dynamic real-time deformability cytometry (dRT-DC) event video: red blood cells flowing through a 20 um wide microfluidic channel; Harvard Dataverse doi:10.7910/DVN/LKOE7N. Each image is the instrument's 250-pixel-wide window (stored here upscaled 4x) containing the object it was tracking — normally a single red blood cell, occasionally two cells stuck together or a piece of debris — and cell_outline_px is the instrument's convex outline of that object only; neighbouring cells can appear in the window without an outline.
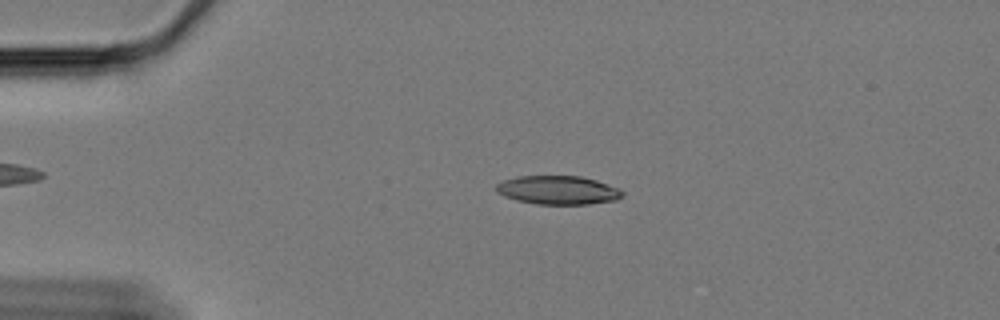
{"species": "Egyptian fruit bat (a non-hibernating species)", "species_latin": "Rousettus aegyptiacus", "temperature_condition": "cold", "stored_images_in_passage": 59, "camera_frame_rate_fps": 3000, "um_per_image_px": 0.085, "animal": {"sex": "female"}, "frame": {"image": 1, "passage_image": 13, "time_ms": 4.0, "image_size_px": [1000, 320], "cell_outline_px": [[624, 196], [616, 200], [588, 204], [536, 204], [516, 200], [504, 196], [496, 192], [496, 184], [504, 180], [516, 176], [580, 176], [596, 180], [620, 188], [624, 192]], "centroid_in_image_um": [47.44, 16.16], "position_along_channel_um": 37.6, "area_um2": 21.21}}
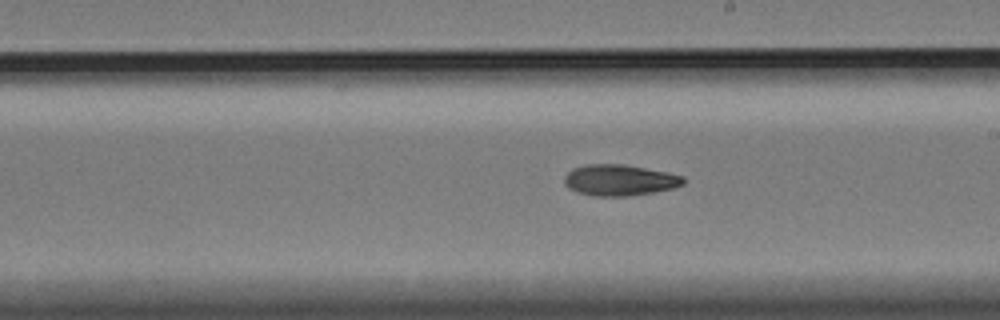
{"frame": {"image": 2, "passage_image": 34, "time_ms": 11.0, "image_size_px": [1000, 320], "cell_outline_px": [[684, 184], [672, 188], [652, 192], [628, 196], [592, 196], [576, 192], [568, 188], [564, 184], [564, 176], [572, 168], [588, 164], [624, 164], [668, 172], [684, 176]], "centroid_in_image_um": [52.63, 15.31], "position_along_channel_um": 236.4, "area_um2": 21.68}}
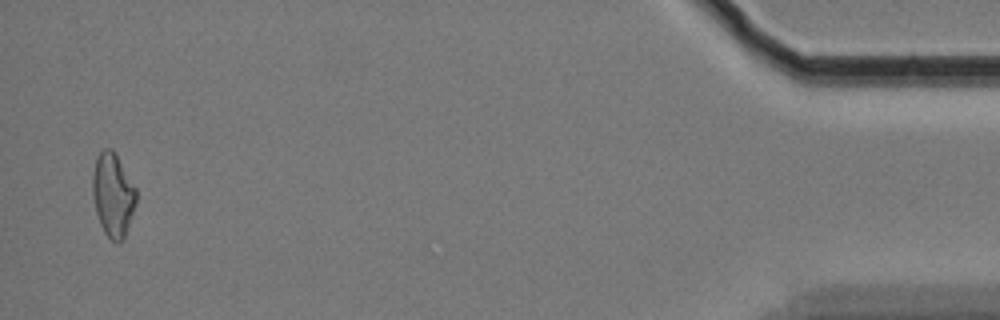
{"frame": {"image": 3, "passage_image": 58, "time_ms": 19.0, "image_size_px": [1000, 320], "cell_outline_px": [[136, 204], [124, 236], [116, 244], [104, 232], [100, 224], [96, 212], [92, 192], [92, 176], [96, 160], [100, 152], [104, 148], [112, 148], [136, 188]], "centroid_in_image_um": [9.59, 16.55], "position_along_channel_um": 425.6, "area_um2": 20.92}, "authors_computed_cell_mechanics": {"area_um2": 21.097, "velocity_mm_per_s": 3.3548, "shape_relaxation_time_tau1_ms": null, "shape_relaxation_time_tau2_ms": 8.9393, "deformation_change_tau1": null, "deformation_change_tau2": 0.1702}}